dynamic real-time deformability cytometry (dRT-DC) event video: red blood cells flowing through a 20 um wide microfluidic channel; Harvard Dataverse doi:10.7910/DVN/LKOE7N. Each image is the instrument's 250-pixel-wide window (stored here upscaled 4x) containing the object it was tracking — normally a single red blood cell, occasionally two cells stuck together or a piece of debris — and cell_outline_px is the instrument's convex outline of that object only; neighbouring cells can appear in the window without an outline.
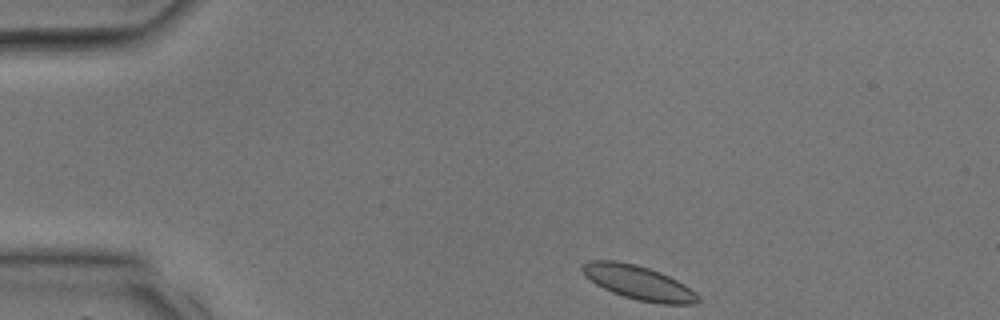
{"species": "common noctule bat (a hibernating species)", "species_latin": "Nyctalus noctula", "temperature_condition": "room temperature", "stored_images_in_passage": 30, "camera_frame_rate_fps": 3000, "um_per_image_px": 0.085, "animal": {"sex": "male", "body_mass_g": 17.9, "forearm_length_mm": 54.2}, "frame": {"image": 1, "passage_image": 1, "time_ms": 0.0, "image_size_px": [1000, 320], "cell_outline_px": [[700, 300], [696, 304], [660, 304], [640, 300], [624, 296], [612, 292], [596, 284], [584, 276], [580, 268], [580, 264], [588, 260], [616, 260], [636, 264], [660, 272], [684, 284], [696, 292], [700, 296]], "centroid_in_image_um": [54.25, 24.01], "position_along_channel_um": 30.8, "area_um2": 23.06}}
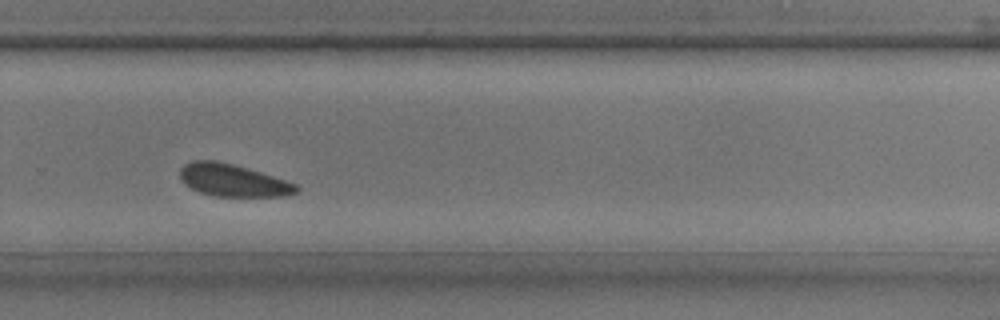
{"frame": {"image": 2, "passage_image": 19, "time_ms": 6.0, "image_size_px": [1000, 320], "cell_outline_px": [[300, 188], [296, 192], [284, 196], [212, 196], [200, 192], [184, 184], [180, 176], [180, 168], [184, 164], [192, 160], [216, 160], [232, 164], [260, 172], [296, 184]], "centroid_in_image_um": [19.75, 15.32], "position_along_channel_um": 310.0, "area_um2": 21.73}}
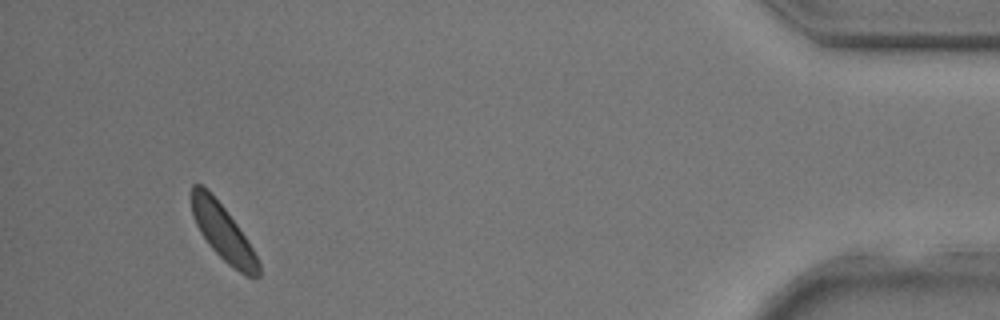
{"frame": {"image": 3, "passage_image": 28, "time_ms": 9.0, "image_size_px": [1000, 320], "cell_outline_px": [[260, 276], [244, 276], [228, 264], [208, 244], [200, 232], [196, 224], [192, 212], [188, 196], [192, 184], [200, 184], [224, 208], [236, 224], [252, 248], [260, 264]], "centroid_in_image_um": [18.91, 19.75], "position_along_channel_um": 416.3, "area_um2": 21.44}}